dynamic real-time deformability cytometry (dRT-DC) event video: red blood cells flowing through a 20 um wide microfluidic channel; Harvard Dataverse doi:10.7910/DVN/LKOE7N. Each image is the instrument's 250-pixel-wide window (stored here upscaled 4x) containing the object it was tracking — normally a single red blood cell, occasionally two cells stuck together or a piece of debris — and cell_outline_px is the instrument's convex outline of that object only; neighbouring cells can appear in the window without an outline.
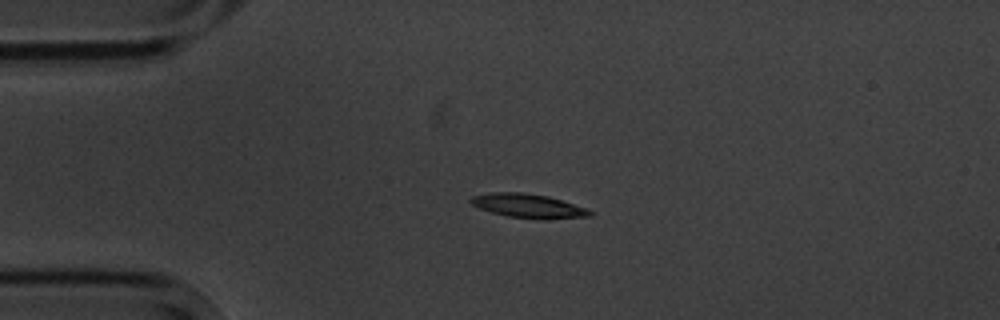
{"species": "common noctule bat (a hibernating species)", "species_latin": "Nyctalus noctula", "temperature_condition": "cold", "stored_images_in_passage": 4, "camera_frame_rate_fps": 3000, "um_per_image_px": 0.085, "animal": {"sex": "male", "body_mass_g": 20.1, "forearm_length_mm": 53.5}, "frame": {"image": 1, "passage_image": 3, "time_ms": 2.333, "image_size_px": [1000, 320], "cell_outline_px": [[596, 212], [592, 216], [548, 220], [544, 220], [508, 216], [492, 212], [480, 208], [472, 204], [468, 200], [472, 196], [492, 192], [520, 192], [548, 196], [588, 208]], "centroid_in_image_um": [44.98, 17.51], "position_along_channel_um": 40.0, "area_um2": 16.88}}